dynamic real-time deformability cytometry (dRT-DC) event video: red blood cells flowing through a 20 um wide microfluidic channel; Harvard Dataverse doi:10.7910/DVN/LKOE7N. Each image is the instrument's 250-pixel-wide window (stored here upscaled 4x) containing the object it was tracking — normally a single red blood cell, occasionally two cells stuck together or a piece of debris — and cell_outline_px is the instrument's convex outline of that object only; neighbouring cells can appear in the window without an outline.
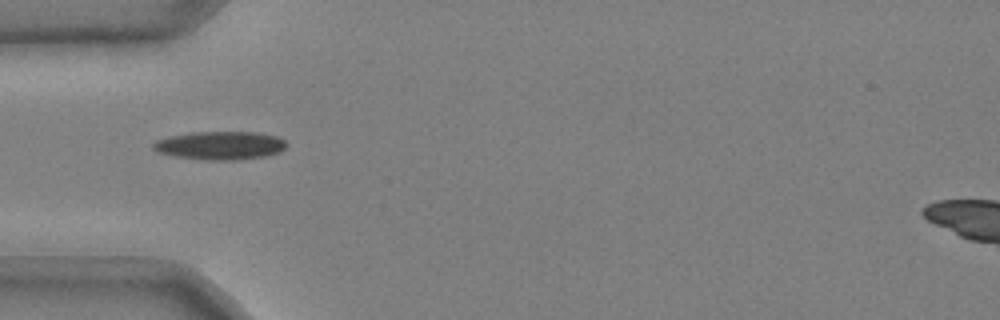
{"species": "common noctule bat (a hibernating species)", "species_latin": "Nyctalus noctula", "temperature_condition": "cold", "stored_images_in_passage": 33, "camera_frame_rate_fps": 3000, "um_per_image_px": 0.085, "animal": {"sex": "male", "body_mass_g": 20.4}, "frame": {"image": 1, "passage_image": 1, "time_ms": 0.0, "image_size_px": [1000, 320], "cell_outline_px": [[288, 144], [280, 152], [264, 156], [240, 160], [204, 160], [172, 156], [156, 152], [152, 148], [152, 144], [156, 140], [168, 136], [192, 132], [256, 132], [276, 136], [284, 140]], "centroid_in_image_um": [18.67, 12.37], "position_along_channel_um": 66.3, "area_um2": 22.25}}
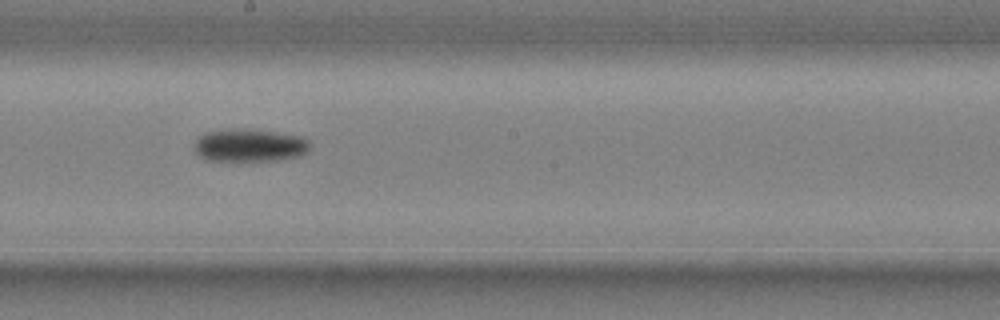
{"frame": {"image": 2, "passage_image": 14, "time_ms": 4.333, "image_size_px": [1000, 320], "cell_outline_px": [[308, 148], [300, 156], [276, 160], [208, 160], [200, 156], [196, 152], [192, 144], [204, 132], [232, 128], [276, 132], [304, 136], [308, 140]], "centroid_in_image_um": [21.18, 12.34], "position_along_channel_um": 227.0, "area_um2": 21.96}}
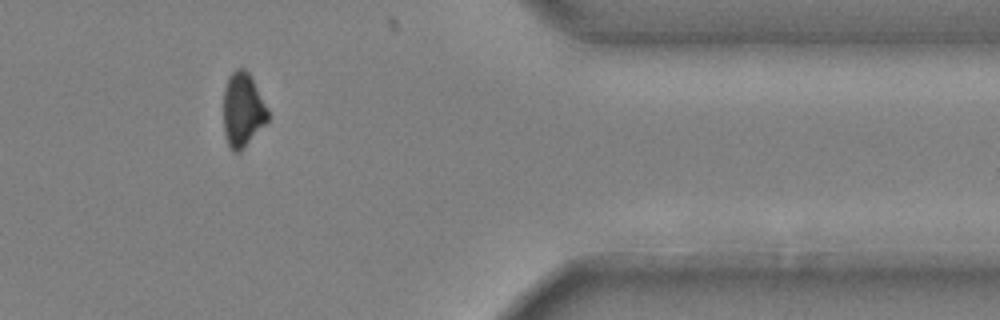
{"frame": {"image": 3, "passage_image": 29, "time_ms": 9.333, "image_size_px": [1000, 320], "cell_outline_px": [[268, 120], [240, 152], [232, 152], [228, 144], [224, 132], [224, 88], [228, 76], [236, 68], [244, 68], [248, 72], [268, 108]], "centroid_in_image_um": [20.62, 9.33], "position_along_channel_um": 390.8, "area_um2": 19.07}, "authors_computed_cell_mechanics": {"area_um2": 21.2704, "velocity_mm_per_s": 3.7164, "shape_relaxation_time_tau1_ms": 10.8824, "shape_relaxation_time_tau2_ms": null, "deformation_change_tau1": 0.2057, "deformation_change_tau2": null}}